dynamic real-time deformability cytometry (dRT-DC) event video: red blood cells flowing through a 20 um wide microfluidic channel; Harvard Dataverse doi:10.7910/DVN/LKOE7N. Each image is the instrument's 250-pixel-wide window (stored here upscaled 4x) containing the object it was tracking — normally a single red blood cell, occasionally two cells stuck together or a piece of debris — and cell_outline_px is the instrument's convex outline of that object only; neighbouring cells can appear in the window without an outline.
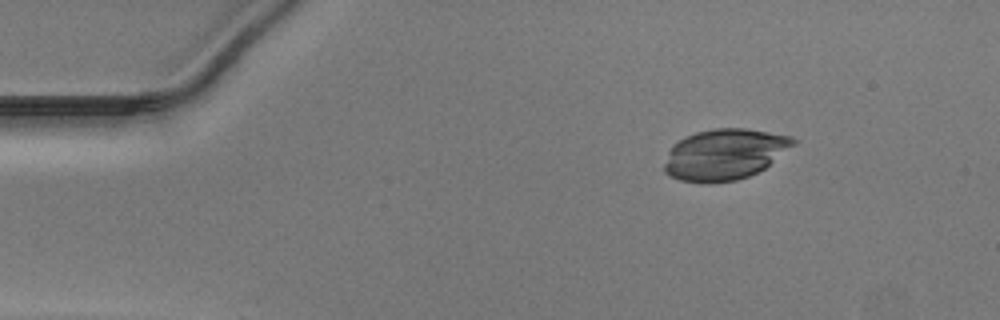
{"species": "Egyptian fruit bat (a non-hibernating species)", "species_latin": "Rousettus aegyptiacus", "temperature_condition": "warm", "stored_images_in_passage": 2, "camera_frame_rate_fps": 3000, "um_per_image_px": 0.085, "animal": {"sex": "male"}, "frame": {"image": 1, "passage_image": 1, "time_ms": 0.0, "image_size_px": [1000, 320], "cell_outline_px": [[800, 140], [796, 144], [764, 168], [748, 176], [736, 180], [680, 180], [664, 172], [664, 164], [668, 152], [672, 144], [684, 136], [696, 132], [716, 128], [744, 128], [792, 136]], "centroid_in_image_um": [61.62, 13.06], "position_along_channel_um": 23.4, "area_um2": 37.63}}